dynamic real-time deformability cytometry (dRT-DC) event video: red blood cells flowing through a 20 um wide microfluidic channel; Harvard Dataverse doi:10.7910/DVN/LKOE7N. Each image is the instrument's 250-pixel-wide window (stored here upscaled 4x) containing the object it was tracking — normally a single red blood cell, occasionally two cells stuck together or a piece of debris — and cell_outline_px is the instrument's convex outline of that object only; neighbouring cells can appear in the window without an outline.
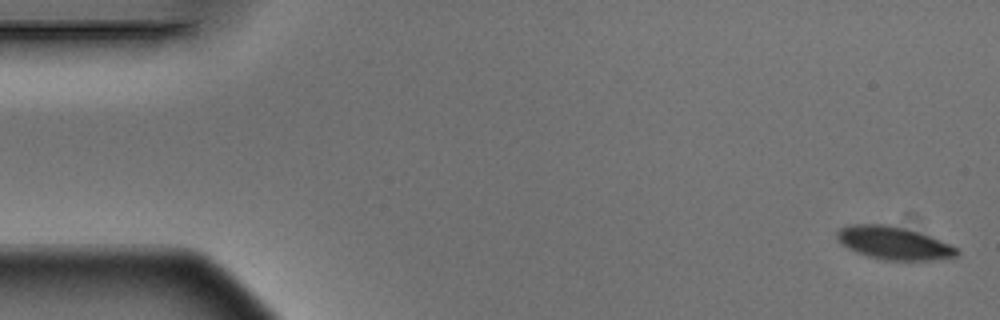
{"species": "Egyptian fruit bat (a non-hibernating species)", "species_latin": "Rousettus aegyptiacus", "temperature_condition": "warm", "stored_images_in_passage": 6, "segment_of_instrument_passage": [1, 2], "camera_frame_rate_fps": 3000, "um_per_image_px": 0.085, "animal": {"sex": "male"}, "frame": {"image": 1, "passage_image": 1, "time_ms": 0.0, "image_size_px": [1000, 320], "cell_outline_px": [[960, 252], [956, 256], [928, 260], [880, 260], [856, 252], [840, 244], [836, 236], [836, 232], [840, 228], [848, 224], [888, 224], [904, 228], [928, 236], [948, 244], [956, 248]], "centroid_in_image_um": [75.88, 20.65], "position_along_channel_um": 9.1, "area_um2": 22.77}}